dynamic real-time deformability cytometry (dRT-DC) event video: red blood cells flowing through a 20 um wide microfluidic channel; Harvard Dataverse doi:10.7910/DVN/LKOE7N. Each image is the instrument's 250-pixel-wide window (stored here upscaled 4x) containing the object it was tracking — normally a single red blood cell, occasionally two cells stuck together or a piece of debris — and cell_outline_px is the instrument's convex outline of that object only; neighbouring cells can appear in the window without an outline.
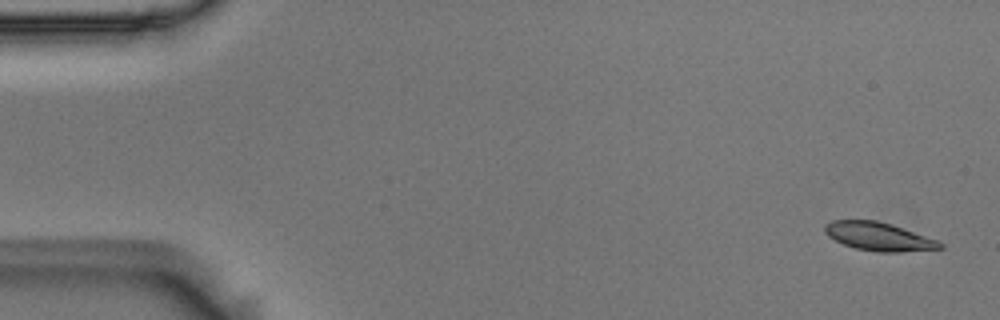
{"species": "Egyptian fruit bat (a non-hibernating species)", "species_latin": "Rousettus aegyptiacus", "temperature_condition": "room temperature", "stored_images_in_passage": 54, "camera_frame_rate_fps": 3000, "um_per_image_px": 0.085, "animal": {"sex": "male"}, "frame": {"image": 1, "passage_image": 2, "time_ms": 0.333, "image_size_px": [1000, 320], "cell_outline_px": [[944, 248], [900, 252], [876, 252], [856, 248], [844, 244], [828, 236], [824, 232], [824, 224], [832, 220], [876, 220], [892, 224], [940, 240], [944, 244]], "centroid_in_image_um": [74.73, 20.1], "position_along_channel_um": 10.3, "area_um2": 19.25}}
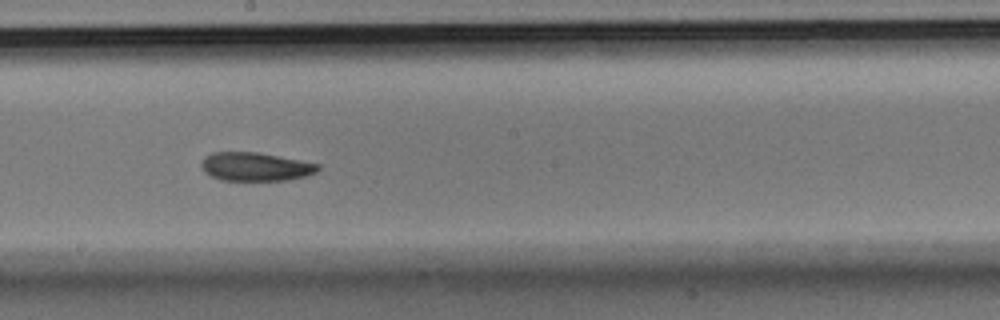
{"frame": {"image": 2, "passage_image": 30, "time_ms": 9.667, "image_size_px": [1000, 320], "cell_outline_px": [[320, 168], [316, 172], [308, 176], [284, 180], [220, 180], [204, 172], [200, 168], [200, 164], [204, 156], [212, 152], [256, 152], [300, 160], [320, 164]], "centroid_in_image_um": [21.69, 14.16], "position_along_channel_um": 226.5, "area_um2": 19.48}}
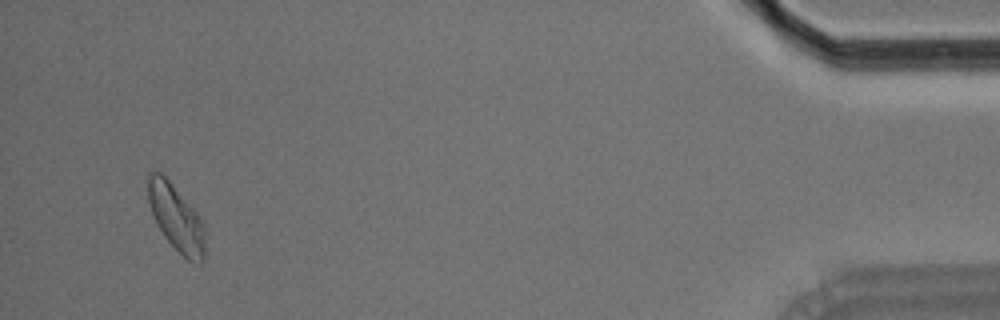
{"frame": {"image": 3, "passage_image": 52, "time_ms": 17.0, "image_size_px": [1000, 320], "cell_outline_px": [[204, 260], [200, 264], [188, 260], [164, 236], [156, 224], [148, 200], [148, 172], [160, 172], [168, 180], [204, 220]], "centroid_in_image_um": [14.99, 18.53], "position_along_channel_um": 420.2, "area_um2": 21.73}, "authors_computed_cell_mechanics": {"area_um2": 20.1722, "velocity_mm_per_s": 3.6873, "shape_relaxation_time_tau1_ms": 3.5102, "shape_relaxation_time_tau2_ms": 3.6953, "deformation_change_tau1": 0.1253, "deformation_change_tau2": 0.0979}}